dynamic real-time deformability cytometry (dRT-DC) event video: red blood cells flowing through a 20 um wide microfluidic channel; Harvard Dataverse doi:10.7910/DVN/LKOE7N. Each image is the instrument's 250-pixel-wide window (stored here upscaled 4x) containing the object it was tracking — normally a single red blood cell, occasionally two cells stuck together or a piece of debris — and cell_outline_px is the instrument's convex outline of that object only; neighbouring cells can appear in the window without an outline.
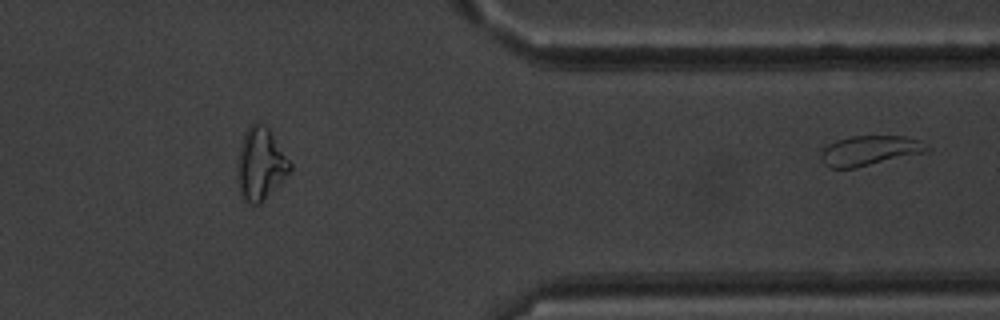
{"species": "common noctule bat (a hibernating species)", "species_latin": "Nyctalus noctula", "temperature_condition": "warm", "stored_images_in_passage": 43, "segment_of_instrument_passage": [2, 2], "camera_frame_rate_fps": 3000, "um_per_image_px": 0.085, "animal": {"sex": "male", "body_mass_g": 20.1, "forearm_length_mm": 53.5}, "frame": {"image": 1, "passage_image": 43, "time_ms": 14.0, "image_size_px": [1000, 320], "cell_outline_px": [[932, 148], [928, 152], [856, 168], [828, 168], [824, 164], [820, 156], [824, 148], [828, 144], [836, 140], [852, 136], [904, 136], [924, 140]], "centroid_in_image_um": [74.0, 12.8], "position_along_channel_um": 337.4, "area_um2": 18.84}}